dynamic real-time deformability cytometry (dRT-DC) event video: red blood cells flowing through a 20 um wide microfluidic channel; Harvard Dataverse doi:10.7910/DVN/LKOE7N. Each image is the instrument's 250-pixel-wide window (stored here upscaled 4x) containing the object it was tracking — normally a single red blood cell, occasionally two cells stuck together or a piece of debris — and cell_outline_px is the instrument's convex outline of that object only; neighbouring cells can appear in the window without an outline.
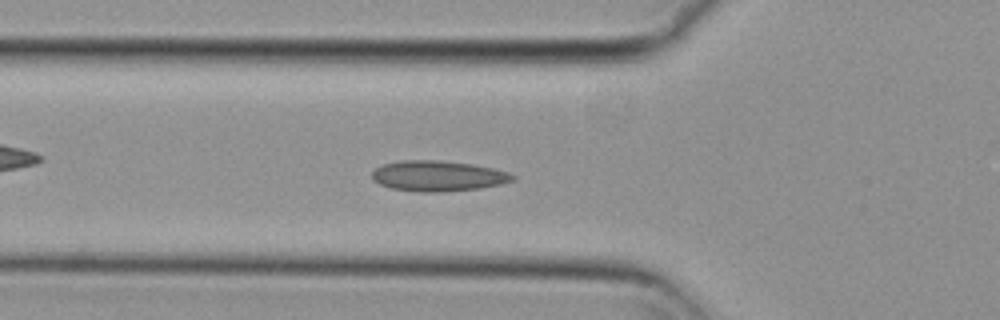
{"species": "common noctule bat (a hibernating species)", "species_latin": "Nyctalus noctula", "temperature_condition": "cold", "stored_images_in_passage": 55, "camera_frame_rate_fps": 3000, "um_per_image_px": 0.085, "animal": {"sex": "female", "body_mass_g": 29.2, "forearm_length_mm": 56.3}, "frame": {"image": 1, "passage_image": 18, "time_ms": 5.667, "image_size_px": [1000, 320], "cell_outline_px": [[516, 180], [500, 184], [480, 188], [440, 192], [420, 192], [392, 188], [380, 184], [372, 180], [372, 172], [376, 168], [384, 164], [400, 160], [436, 160], [472, 164], [492, 168], [508, 172], [516, 176]], "centroid_in_image_um": [37.23, 14.95], "position_along_channel_um": 88.6, "area_um2": 24.97}}
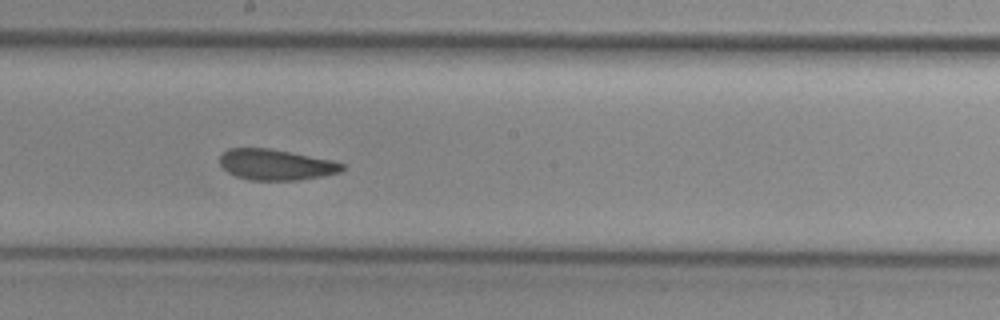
{"frame": {"image": 2, "passage_image": 29, "time_ms": 9.333, "image_size_px": [1000, 320], "cell_outline_px": [[344, 168], [340, 172], [320, 176], [296, 180], [248, 180], [236, 176], [228, 172], [220, 164], [220, 156], [228, 148], [268, 148], [332, 160], [344, 164]], "centroid_in_image_um": [23.43, 13.99], "position_along_channel_um": 224.8, "area_um2": 21.73}}
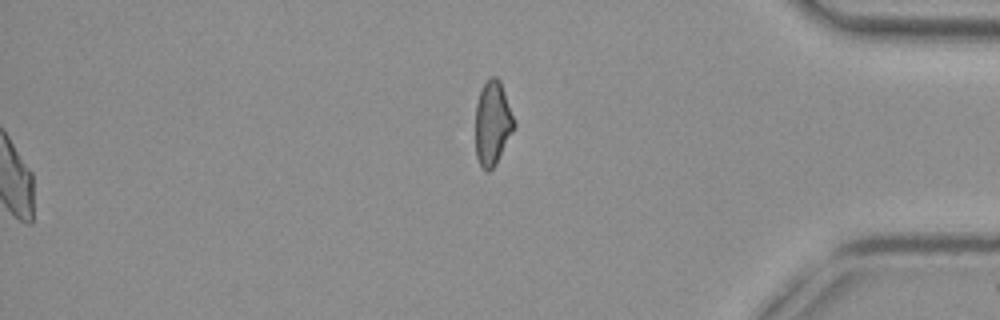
{"frame": {"image": 3, "passage_image": 55, "time_ms": 18.0, "image_size_px": [1000, 320], "cell_outline_px": [[516, 124], [496, 164], [488, 172], [484, 172], [476, 156], [476, 104], [480, 92], [484, 84], [492, 76], [496, 76], [500, 80]], "centroid_in_image_um": [41.86, 10.49], "position_along_channel_um": 393.3, "area_um2": 18.73}, "authors_computed_cell_mechanics": {"area_um2": 22.9466, "velocity_mm_per_s": 3.706, "shape_relaxation_time_tau1_ms": 8.325, "shape_relaxation_time_tau2_ms": 2.5042, "deformation_change_tau1": 0.1526, "deformation_change_tau2": 0.088}}